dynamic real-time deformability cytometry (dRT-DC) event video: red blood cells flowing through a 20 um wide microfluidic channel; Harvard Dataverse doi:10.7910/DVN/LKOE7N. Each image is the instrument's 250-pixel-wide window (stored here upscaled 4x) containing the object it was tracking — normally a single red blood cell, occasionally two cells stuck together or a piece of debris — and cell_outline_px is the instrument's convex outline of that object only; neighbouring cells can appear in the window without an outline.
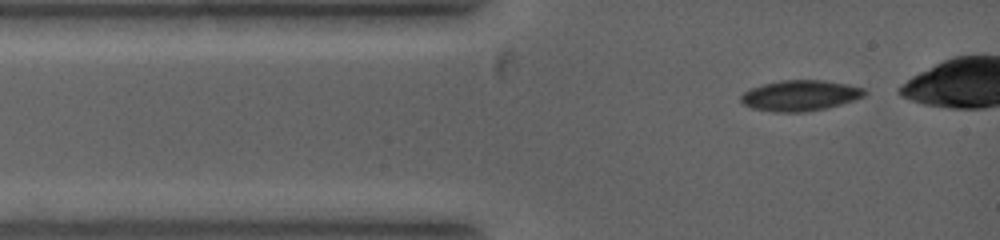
{"species": "common noctule bat (a hibernating species)", "species_latin": "Nyctalus noctula", "temperature_condition": "warm", "stored_images_in_passage": 19, "camera_frame_rate_fps": 5000, "um_per_image_px": 0.085, "animal": {"sex": "female", "body_mass_g": 19.0, "forearm_length_mm": 53.3}, "frame": {"image": 1, "passage_image": 1, "time_ms": 0.0, "image_size_px": [1000, 240], "cell_outline_px": [[868, 92], [864, 96], [840, 104], [808, 112], [772, 112], [752, 108], [744, 104], [740, 100], [740, 96], [744, 92], [752, 88], [764, 84], [780, 80], [824, 80], [848, 84], [864, 88]], "centroid_in_image_um": [68.01, 8.12], "position_along_channel_um": 17.0, "area_um2": 22.08}}
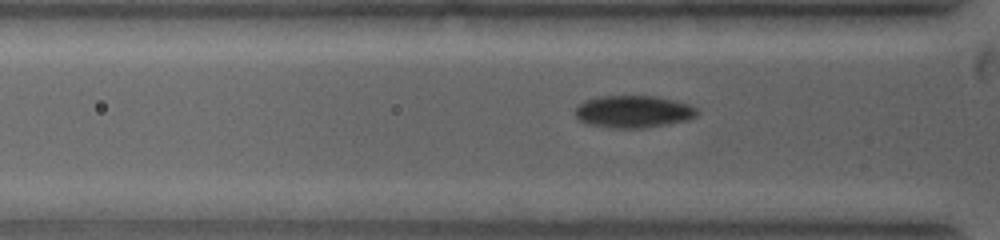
{"frame": {"image": 2, "passage_image": 11, "time_ms": 2.0, "image_size_px": [1000, 240], "cell_outline_px": [[700, 112], [696, 116], [688, 120], [668, 124], [644, 128], [612, 128], [584, 124], [576, 116], [576, 108], [584, 100], [596, 96], [656, 96], [688, 104], [696, 108]], "centroid_in_image_um": [53.82, 9.49], "position_along_channel_um": 72.0, "area_um2": 23.06}}
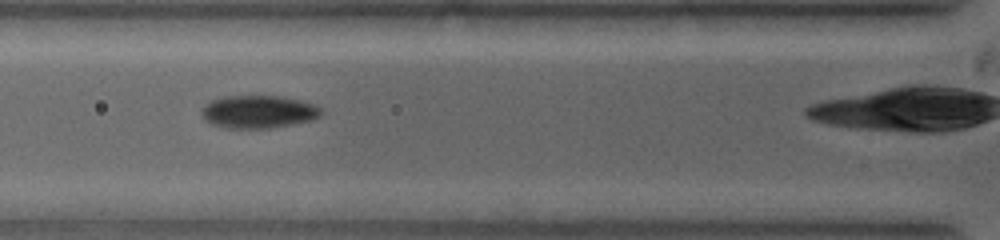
{"frame": {"image": 3, "passage_image": 15, "time_ms": 2.8, "image_size_px": [1000, 240], "cell_outline_px": [[324, 112], [320, 116], [312, 120], [292, 124], [268, 128], [228, 128], [208, 124], [204, 120], [200, 112], [200, 108], [208, 100], [224, 96], [284, 96], [300, 100], [312, 104], [320, 108]], "centroid_in_image_um": [21.89, 9.49], "position_along_channel_um": 103.9, "area_um2": 23.24}}